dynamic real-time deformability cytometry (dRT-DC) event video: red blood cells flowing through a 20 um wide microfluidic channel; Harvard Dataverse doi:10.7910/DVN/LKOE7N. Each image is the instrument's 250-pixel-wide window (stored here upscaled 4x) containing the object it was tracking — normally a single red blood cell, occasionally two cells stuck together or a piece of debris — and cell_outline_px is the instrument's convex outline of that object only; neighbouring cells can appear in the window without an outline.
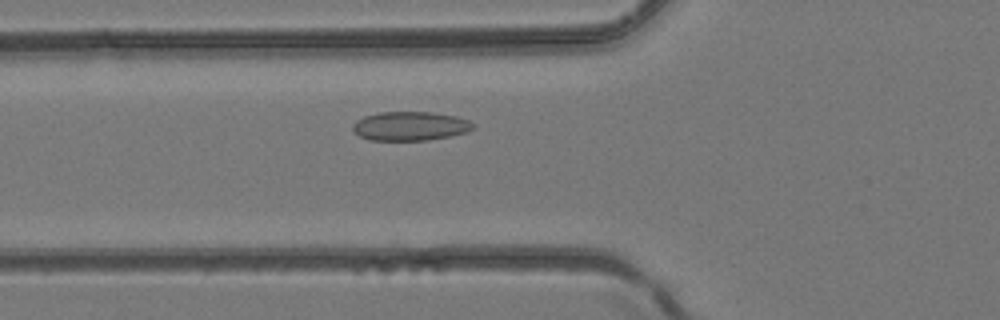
{"species": "common noctule bat (a hibernating species)", "species_latin": "Nyctalus noctula", "temperature_condition": "room temperature", "stored_images_in_passage": 35, "camera_frame_rate_fps": 3000, "um_per_image_px": 0.085, "animal": {"sex": "female", "body_mass_g": 24.6, "forearm_length_mm": 56.2}, "frame": {"image": 1, "passage_image": 9, "time_ms": 2.667, "image_size_px": [1000, 320], "cell_outline_px": [[476, 128], [468, 132], [452, 136], [428, 140], [368, 140], [360, 136], [352, 128], [352, 124], [356, 120], [364, 116], [380, 112], [432, 112], [456, 116], [468, 120], [476, 124]], "centroid_in_image_um": [34.91, 10.72], "position_along_channel_um": 90.9, "area_um2": 20.58}}
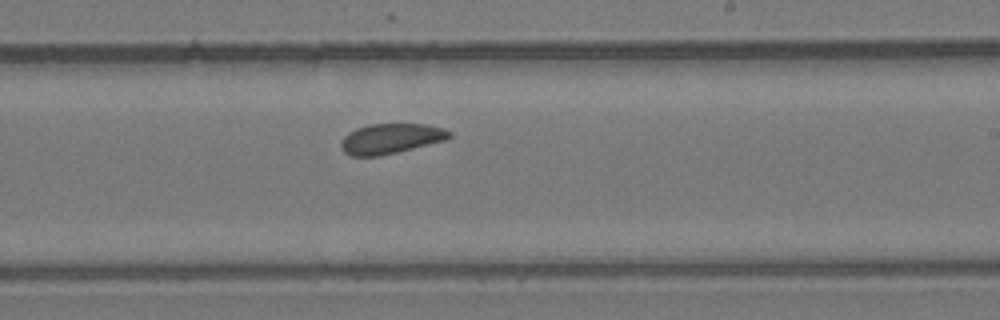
{"frame": {"image": 2, "passage_image": 19, "time_ms": 6.0, "image_size_px": [1000, 320], "cell_outline_px": [[452, 136], [444, 140], [380, 156], [352, 156], [344, 152], [340, 148], [340, 140], [348, 132], [356, 128], [372, 124], [424, 124], [444, 128], [452, 132]], "centroid_in_image_um": [33.18, 11.78], "position_along_channel_um": 255.8, "area_um2": 18.96}}
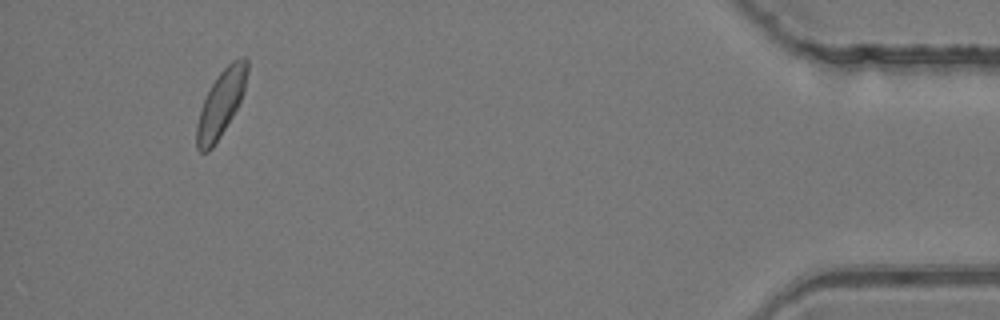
{"frame": {"image": 3, "passage_image": 33, "time_ms": 10.667, "image_size_px": [1000, 320], "cell_outline_px": [[248, 72], [244, 92], [232, 116], [220, 136], [212, 148], [208, 152], [200, 152], [196, 148], [196, 124], [204, 100], [212, 84], [220, 72], [232, 60], [244, 56], [248, 60]], "centroid_in_image_um": [18.78, 8.79], "position_along_channel_um": 416.4, "area_um2": 19.25}}